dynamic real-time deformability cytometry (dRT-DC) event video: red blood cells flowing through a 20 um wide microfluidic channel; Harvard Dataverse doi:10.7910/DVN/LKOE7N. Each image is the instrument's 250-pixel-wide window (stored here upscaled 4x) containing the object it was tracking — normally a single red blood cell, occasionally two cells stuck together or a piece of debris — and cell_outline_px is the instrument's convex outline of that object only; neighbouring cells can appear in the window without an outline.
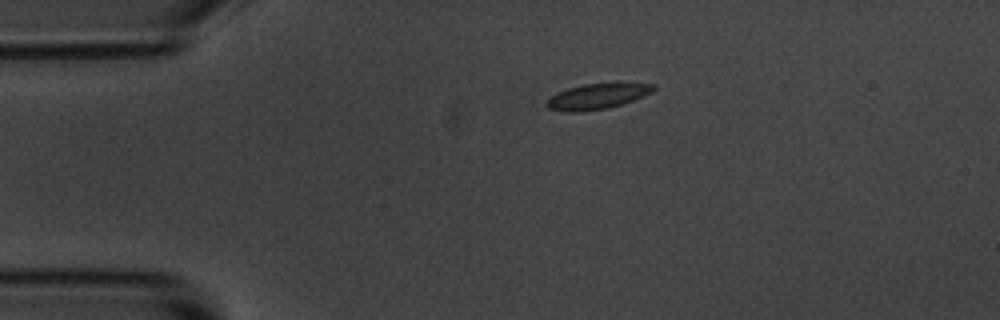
{"species": "common noctule bat (a hibernating species)", "species_latin": "Nyctalus noctula", "temperature_condition": "room temperature", "stored_images_in_passage": 2, "camera_frame_rate_fps": 3000, "um_per_image_px": 0.085, "animal": {"sex": "male", "body_mass_g": 20.1, "forearm_length_mm": 53.5}, "frame": {"image": 1, "passage_image": 1, "time_ms": 0.0, "image_size_px": [1000, 320], "cell_outline_px": [[656, 88], [652, 92], [644, 96], [608, 108], [580, 112], [564, 112], [548, 108], [544, 104], [556, 92], [568, 88], [584, 84], [656, 84]], "centroid_in_image_um": [50.71, 8.21], "position_along_channel_um": 34.3, "area_um2": 15.61}}